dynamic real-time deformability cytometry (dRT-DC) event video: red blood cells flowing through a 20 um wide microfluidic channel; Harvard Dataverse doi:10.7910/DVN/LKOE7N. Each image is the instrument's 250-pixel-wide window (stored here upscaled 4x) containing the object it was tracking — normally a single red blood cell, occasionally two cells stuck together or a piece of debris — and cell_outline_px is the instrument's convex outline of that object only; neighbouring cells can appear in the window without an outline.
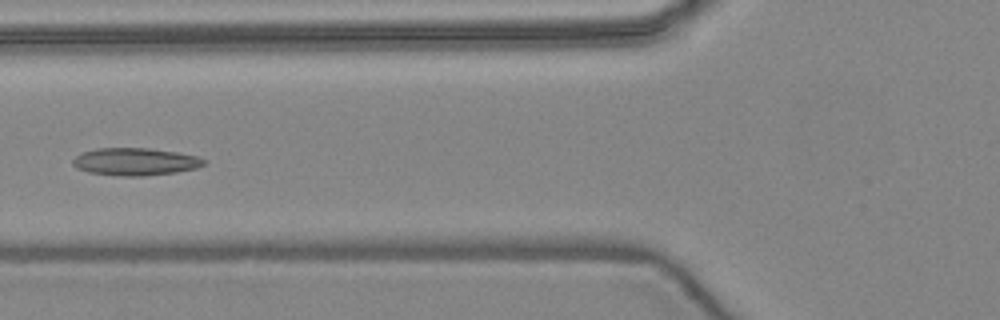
{"species": "common noctule bat (a hibernating species)", "species_latin": "Nyctalus noctula", "temperature_condition": "warm", "stored_images_in_passage": 5, "camera_frame_rate_fps": 3000, "um_per_image_px": 0.085, "animal": {"sex": "female", "body_mass_g": 24.6, "forearm_length_mm": 56.2}, "frame": {"image": 1, "passage_image": 5, "time_ms": 6.0, "image_size_px": [1000, 320], "cell_outline_px": [[208, 160], [204, 164], [196, 168], [176, 172], [140, 176], [116, 176], [88, 172], [76, 168], [72, 164], [72, 160], [76, 156], [84, 152], [96, 148], [148, 148], [176, 152], [196, 156]], "centroid_in_image_um": [11.48, 13.74], "position_along_channel_um": 114.3, "area_um2": 20.98}}